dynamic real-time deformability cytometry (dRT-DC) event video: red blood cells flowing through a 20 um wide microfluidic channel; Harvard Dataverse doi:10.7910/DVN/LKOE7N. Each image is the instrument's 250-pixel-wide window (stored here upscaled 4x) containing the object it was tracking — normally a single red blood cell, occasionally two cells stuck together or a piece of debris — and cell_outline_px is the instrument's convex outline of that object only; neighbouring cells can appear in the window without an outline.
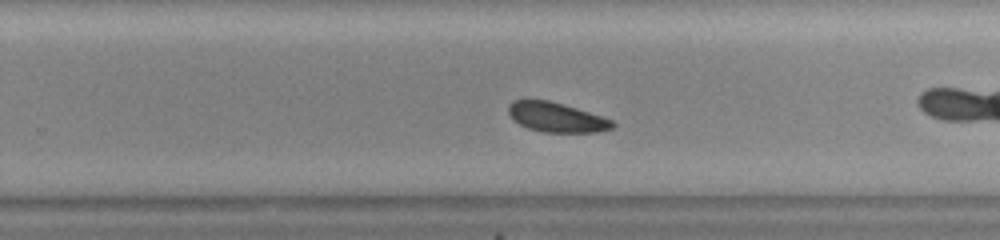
{"species": "common noctule bat (a hibernating species)", "species_latin": "Nyctalus noctula", "temperature_condition": "warm", "stored_images_in_passage": 50, "camera_frame_rate_fps": 3000, "um_per_image_px": 0.085, "animal": {"sex": "female", "body_mass_g": 23.0, "forearm_length_mm": 53.4}, "frame": {"image": 1, "passage_image": 29, "time_ms": 9.333, "image_size_px": [1000, 240], "cell_outline_px": [[616, 124], [612, 128], [600, 132], [544, 132], [528, 128], [512, 120], [508, 112], [508, 104], [512, 100], [548, 100], [576, 108], [612, 120]], "centroid_in_image_um": [47.27, 9.97], "position_along_channel_um": 282.5, "area_um2": 17.86}}
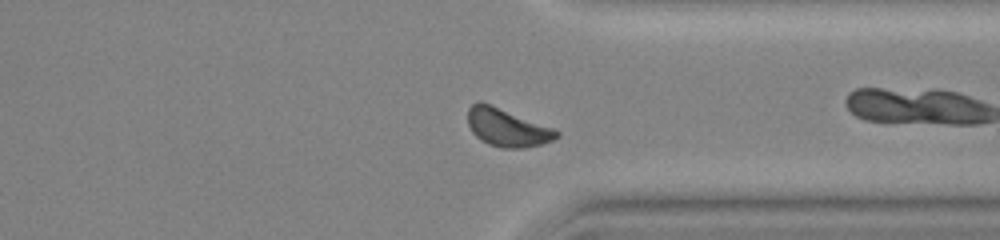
{"frame": {"image": 2, "passage_image": 36, "time_ms": 11.667, "image_size_px": [1000, 240], "cell_outline_px": [[560, 136], [552, 140], [540, 144], [524, 148], [504, 148], [488, 144], [480, 140], [472, 132], [468, 124], [468, 108], [476, 100], [480, 100], [492, 104], [556, 128], [560, 132]], "centroid_in_image_um": [43.12, 10.81], "position_along_channel_um": 368.3, "area_um2": 20.06}, "authors_computed_cell_mechanics": {"area_um2": 18.7272, "velocity_mm_per_s": 3.7077, "shape_relaxation_time_tau1_ms": 1.6808, "shape_relaxation_time_tau2_ms": null, "deformation_change_tau1": 0.061, "deformation_change_tau2": null}}